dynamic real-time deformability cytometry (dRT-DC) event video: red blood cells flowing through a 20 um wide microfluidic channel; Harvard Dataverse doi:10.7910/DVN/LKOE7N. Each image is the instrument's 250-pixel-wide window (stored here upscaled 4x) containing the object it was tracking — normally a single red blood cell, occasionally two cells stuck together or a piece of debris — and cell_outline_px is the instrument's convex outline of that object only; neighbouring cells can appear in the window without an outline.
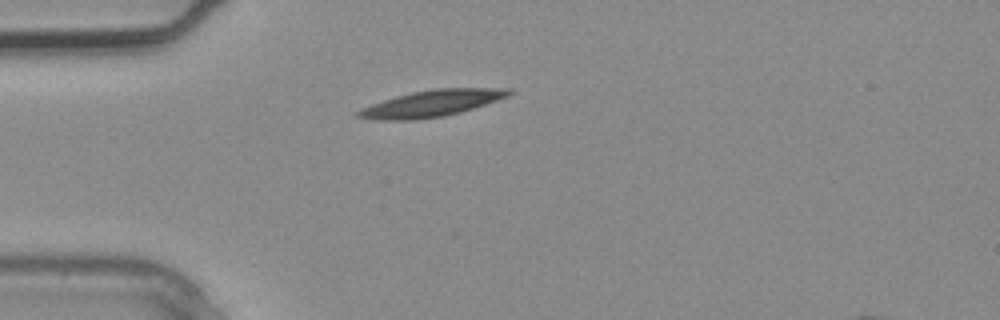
{"species": "common noctule bat (a hibernating species)", "species_latin": "Nyctalus noctula", "temperature_condition": "warm", "stored_images_in_passage": 2, "camera_frame_rate_fps": 3000, "um_per_image_px": 0.085, "animal": {"sex": "male", "body_mass_g": 20.4}, "frame": {"image": 1, "passage_image": 2, "time_ms": 0.333, "image_size_px": [1000, 320], "cell_outline_px": [[512, 92], [508, 96], [460, 112], [444, 116], [416, 120], [376, 120], [356, 116], [356, 112], [372, 104], [396, 96], [412, 92], [432, 88], [512, 88]], "centroid_in_image_um": [36.69, 8.78], "position_along_channel_um": 48.3, "area_um2": 23.0}}